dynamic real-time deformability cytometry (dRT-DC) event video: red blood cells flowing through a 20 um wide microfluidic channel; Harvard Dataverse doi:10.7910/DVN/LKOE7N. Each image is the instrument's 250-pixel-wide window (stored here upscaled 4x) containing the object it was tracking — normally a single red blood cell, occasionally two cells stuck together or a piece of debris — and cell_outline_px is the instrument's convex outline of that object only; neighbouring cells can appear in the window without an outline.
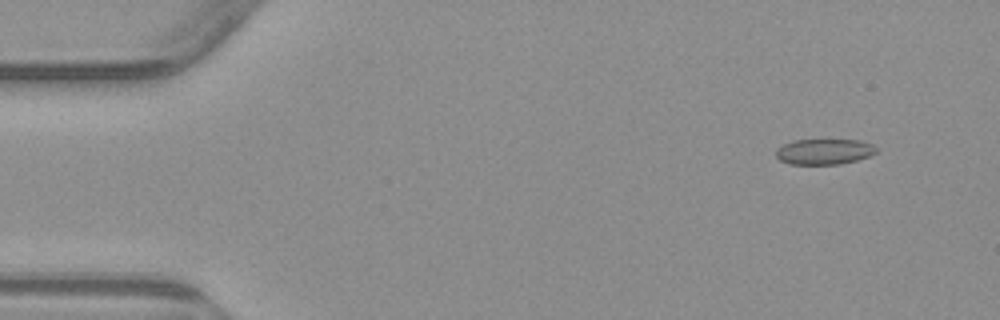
{"species": "common noctule bat (a hibernating species)", "species_latin": "Nyctalus noctula", "temperature_condition": "warm", "stored_images_in_passage": 5, "camera_frame_rate_fps": 3000, "um_per_image_px": 0.085, "animal": {"sex": "male", "body_mass_g": 23.1, "forearm_length_mm": 52.7}, "frame": {"image": 1, "passage_image": 2, "time_ms": 1.0, "image_size_px": [1000, 320], "cell_outline_px": [[876, 152], [868, 156], [856, 160], [840, 164], [788, 164], [780, 160], [776, 156], [776, 148], [792, 140], [860, 140], [872, 144], [876, 148]], "centroid_in_image_um": [70.02, 12.88], "position_along_channel_um": 15.0, "area_um2": 14.91}}
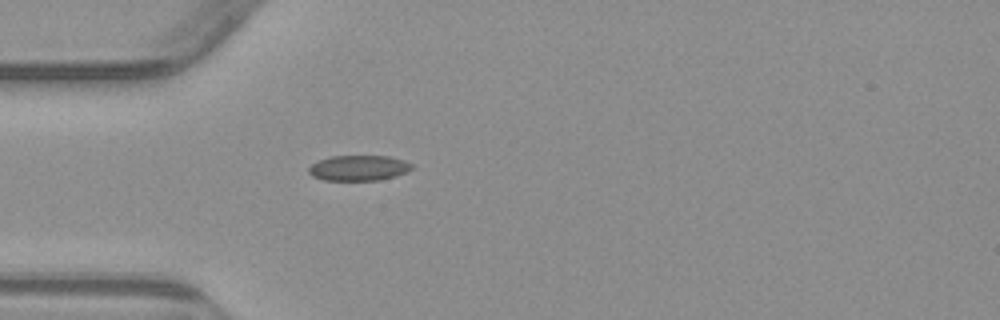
{"frame": {"image": 2, "passage_image": 5, "time_ms": 4.667, "image_size_px": [1000, 320], "cell_outline_px": [[416, 164], [412, 168], [396, 176], [376, 180], [324, 180], [312, 176], [308, 172], [308, 168], [312, 164], [320, 160], [332, 156], [388, 156], [404, 160]], "centroid_in_image_um": [30.5, 14.27], "position_along_channel_um": 54.5, "area_um2": 15.2}}